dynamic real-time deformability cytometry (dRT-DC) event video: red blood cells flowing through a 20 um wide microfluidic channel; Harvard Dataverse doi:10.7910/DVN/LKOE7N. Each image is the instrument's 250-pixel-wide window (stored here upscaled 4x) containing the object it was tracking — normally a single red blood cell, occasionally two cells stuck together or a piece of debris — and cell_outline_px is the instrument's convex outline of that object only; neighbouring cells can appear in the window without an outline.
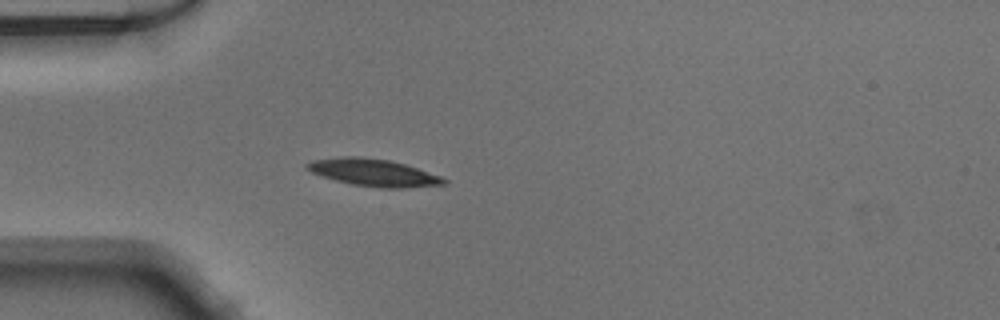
{"species": "Egyptian fruit bat (a non-hibernating species)", "species_latin": "Rousettus aegyptiacus", "temperature_condition": "warm", "stored_images_in_passage": 35, "camera_frame_rate_fps": 3000, "um_per_image_px": 0.085, "animal": {"sex": "male"}, "frame": {"image": 1, "passage_image": 6, "time_ms": 1.667, "image_size_px": [1000, 320], "cell_outline_px": [[448, 180], [444, 184], [404, 188], [380, 188], [352, 184], [336, 180], [312, 172], [304, 168], [304, 164], [312, 160], [340, 156], [360, 156], [388, 160], [404, 164], [440, 176]], "centroid_in_image_um": [31.7, 14.66], "position_along_channel_um": 53.3, "area_um2": 21.56}}
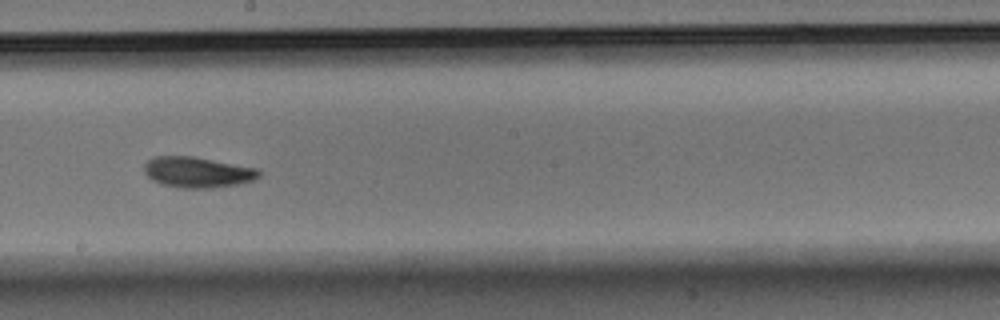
{"frame": {"image": 2, "passage_image": 20, "time_ms": 6.333, "image_size_px": [1000, 320], "cell_outline_px": [[260, 176], [252, 180], [240, 184], [212, 188], [180, 188], [160, 184], [152, 180], [144, 172], [144, 164], [148, 160], [156, 156], [192, 156], [260, 168]], "centroid_in_image_um": [16.8, 14.64], "position_along_channel_um": 231.4, "area_um2": 20.75}}
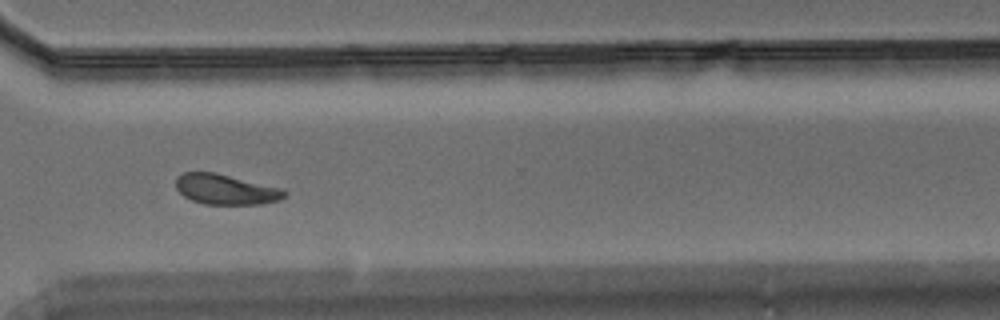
{"frame": {"image": 3, "passage_image": 29, "time_ms": 9.333, "image_size_px": [1000, 320], "cell_outline_px": [[288, 192], [280, 200], [260, 204], [204, 204], [192, 200], [184, 196], [176, 188], [176, 180], [184, 172], [216, 172], [284, 188]], "centroid_in_image_um": [19.24, 16.09], "position_along_channel_um": 351.4, "area_um2": 19.25}}